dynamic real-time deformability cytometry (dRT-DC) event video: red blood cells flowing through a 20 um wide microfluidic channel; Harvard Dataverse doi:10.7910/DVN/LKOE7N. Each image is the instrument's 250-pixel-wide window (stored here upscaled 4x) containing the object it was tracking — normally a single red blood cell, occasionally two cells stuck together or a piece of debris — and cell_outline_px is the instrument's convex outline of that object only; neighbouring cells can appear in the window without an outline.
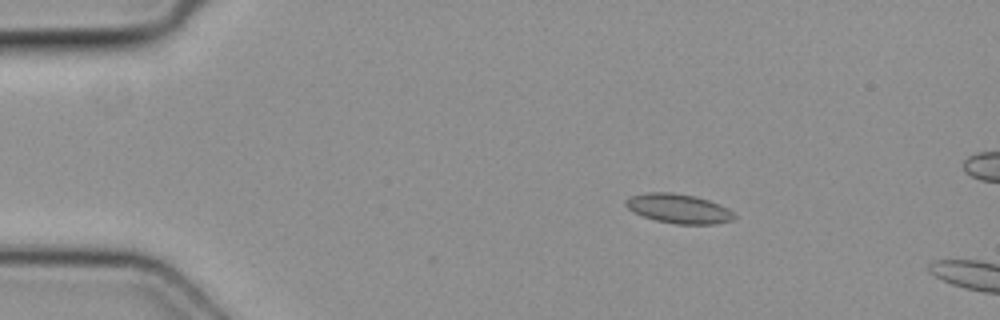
{"species": "common noctule bat (a hibernating species)", "species_latin": "Nyctalus noctula", "temperature_condition": "cold", "stored_images_in_passage": 3, "camera_frame_rate_fps": 3000, "um_per_image_px": 0.085, "animal": {"sex": "female", "body_mass_g": 19.3, "forearm_length_mm": 54.1}, "frame": {"image": 1, "passage_image": 2, "time_ms": 0.333, "image_size_px": [1000, 320], "cell_outline_px": [[736, 216], [732, 220], [716, 224], [676, 224], [656, 220], [632, 212], [624, 204], [624, 200], [628, 196], [648, 192], [672, 192], [696, 196], [708, 200], [728, 208]], "centroid_in_image_um": [57.64, 17.72], "position_along_channel_um": 27.4, "area_um2": 18.67}}